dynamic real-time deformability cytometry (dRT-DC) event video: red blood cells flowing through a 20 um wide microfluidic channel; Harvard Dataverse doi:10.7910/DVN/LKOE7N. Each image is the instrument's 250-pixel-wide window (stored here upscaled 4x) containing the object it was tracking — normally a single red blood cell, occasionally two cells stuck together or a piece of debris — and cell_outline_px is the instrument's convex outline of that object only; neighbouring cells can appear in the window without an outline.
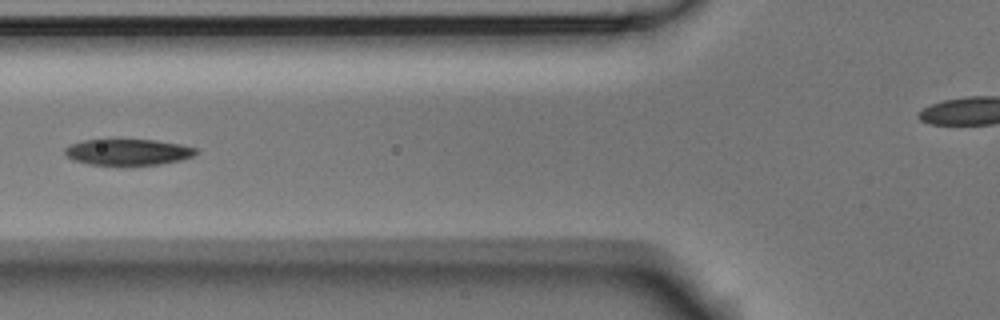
{"species": "Egyptian fruit bat (a non-hibernating species)", "species_latin": "Rousettus aegyptiacus", "temperature_condition": "room temperature", "stored_images_in_passage": 6, "camera_frame_rate_fps": 3000, "um_per_image_px": 0.085, "animal": {"sex": "male"}, "frame": {"image": 1, "passage_image": 5, "time_ms": 1.333, "image_size_px": [1000, 320], "cell_outline_px": [[200, 152], [192, 156], [180, 160], [160, 164], [88, 164], [72, 160], [64, 152], [64, 148], [68, 144], [80, 140], [116, 136], [120, 136], [156, 140], [180, 144], [196, 148]], "centroid_in_image_um": [10.81, 12.85], "position_along_channel_um": 115.0, "area_um2": 20.98}}
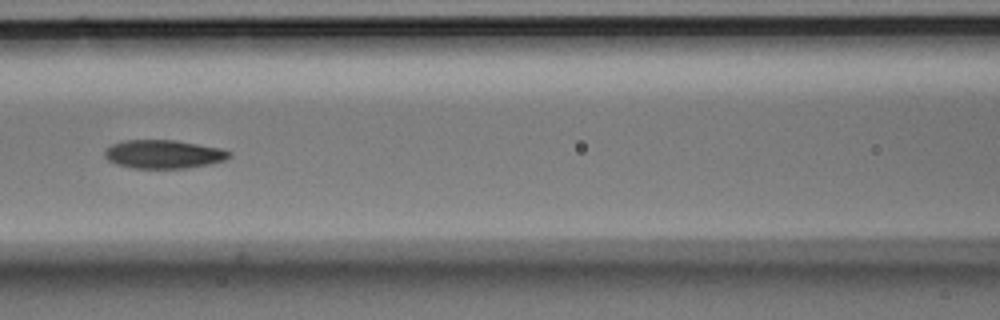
{"frame": {"image": 2, "passage_image": 6, "time_ms": 1.667, "image_size_px": [1000, 320], "cell_outline_px": [[232, 156], [224, 160], [208, 164], [188, 168], [132, 168], [116, 164], [108, 160], [104, 156], [104, 152], [112, 144], [124, 140], [176, 140], [224, 148], [232, 152]], "centroid_in_image_um": [13.94, 13.1], "position_along_channel_um": 152.7, "area_um2": 20.87}}